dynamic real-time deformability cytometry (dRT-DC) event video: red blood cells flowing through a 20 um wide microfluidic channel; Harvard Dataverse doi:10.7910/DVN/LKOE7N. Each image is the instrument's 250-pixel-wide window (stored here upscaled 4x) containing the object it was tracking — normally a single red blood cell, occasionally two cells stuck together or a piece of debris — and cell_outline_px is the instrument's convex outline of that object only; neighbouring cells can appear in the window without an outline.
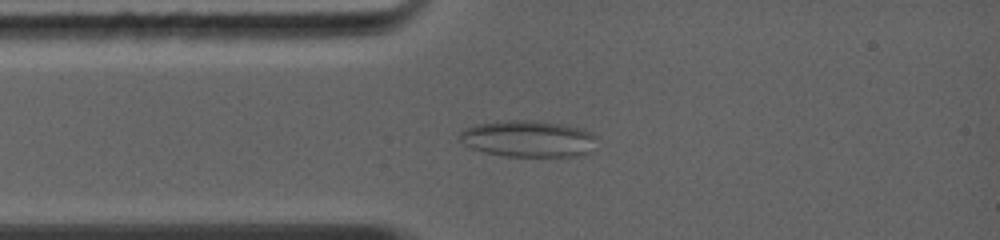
{"species": "common noctule bat (a hibernating species)", "species_latin": "Nyctalus noctula", "temperature_condition": "warm", "stored_images_in_passage": 36, "camera_frame_rate_fps": 5000, "um_per_image_px": 0.085, "animal": {"sex": "female", "body_mass_g": 19.0, "forearm_length_mm": 56.7}, "frame": {"image": 1, "passage_image": 5, "time_ms": 2.2, "image_size_px": [1000, 240], "cell_outline_px": [[596, 136], [592, 152], [580, 156], [504, 156], [484, 152], [472, 148], [464, 144], [460, 140], [460, 132], [464, 128], [476, 124], [508, 120], [536, 120], [560, 124], [580, 128], [592, 132]], "centroid_in_image_um": [44.91, 11.79], "position_along_channel_um": 40.1, "area_um2": 29.3}}
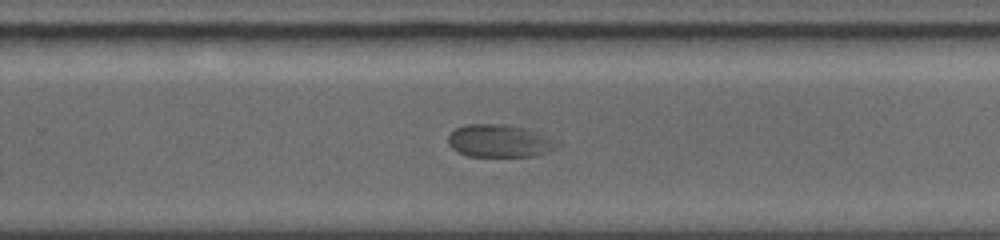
{"frame": {"image": 2, "passage_image": 19, "time_ms": 8.0, "image_size_px": [1000, 240], "cell_outline_px": [[564, 144], [548, 152], [532, 156], [468, 156], [456, 152], [448, 144], [448, 136], [456, 128], [464, 124], [508, 124], [524, 128], [560, 140]], "centroid_in_image_um": [42.5, 11.98], "position_along_channel_um": 287.3, "area_um2": 21.1}}
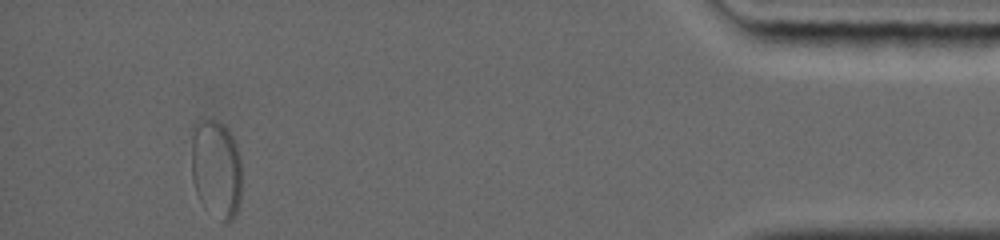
{"frame": {"image": 3, "passage_image": 36, "time_ms": 12.8, "image_size_px": [1000, 240], "cell_outline_px": [[240, 204], [232, 220], [224, 224], [200, 200], [196, 192], [192, 180], [192, 140], [196, 124], [200, 120], [216, 120], [224, 124], [228, 128], [236, 144], [240, 156]], "centroid_in_image_um": [18.39, 14.35], "position_along_channel_um": 416.8, "area_um2": 28.78}}